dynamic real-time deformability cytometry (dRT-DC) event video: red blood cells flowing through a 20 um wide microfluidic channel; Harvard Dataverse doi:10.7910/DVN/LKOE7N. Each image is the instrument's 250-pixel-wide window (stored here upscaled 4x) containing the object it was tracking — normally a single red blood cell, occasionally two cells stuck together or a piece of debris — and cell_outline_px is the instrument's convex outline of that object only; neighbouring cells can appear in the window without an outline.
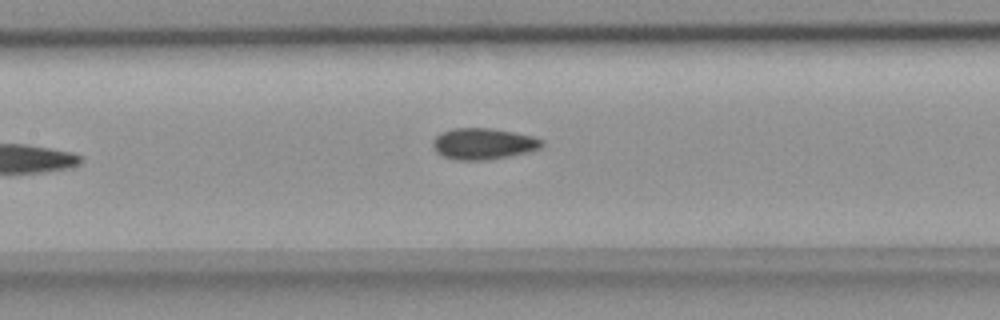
{"species": "common noctule bat (a hibernating species)", "species_latin": "Nyctalus noctula", "temperature_condition": "room temperature", "stored_images_in_passage": 30, "camera_frame_rate_fps": 3000, "um_per_image_px": 0.085, "animal": {"sex": "female", "body_mass_g": 18.4}, "frame": {"image": 1, "passage_image": 11, "time_ms": 3.333, "image_size_px": [1000, 320], "cell_outline_px": [[544, 144], [540, 148], [528, 152], [488, 160], [456, 160], [444, 156], [436, 152], [432, 148], [432, 140], [440, 132], [452, 128], [492, 128], [532, 136], [544, 140]], "centroid_in_image_um": [41.05, 12.22], "position_along_channel_um": 166.3, "area_um2": 20.0}}
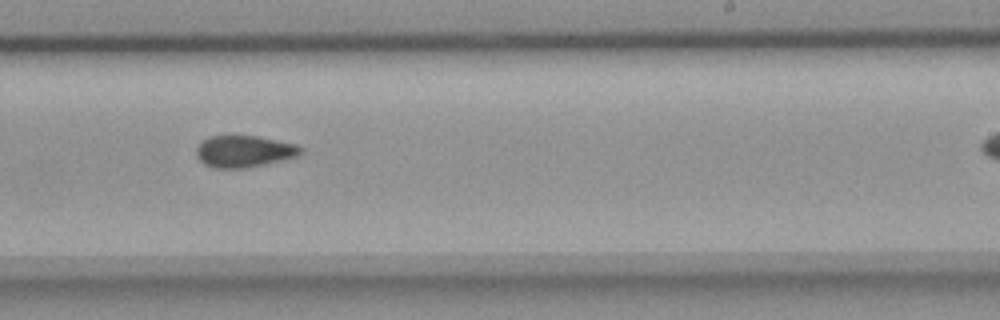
{"frame": {"image": 2, "passage_image": 19, "time_ms": 6.0, "image_size_px": [1000, 320], "cell_outline_px": [[304, 152], [300, 156], [264, 164], [244, 168], [212, 168], [204, 164], [196, 156], [196, 148], [200, 140], [208, 136], [256, 136], [296, 144], [304, 148]], "centroid_in_image_um": [20.74, 12.86], "position_along_channel_um": 268.3, "area_um2": 19.54}}
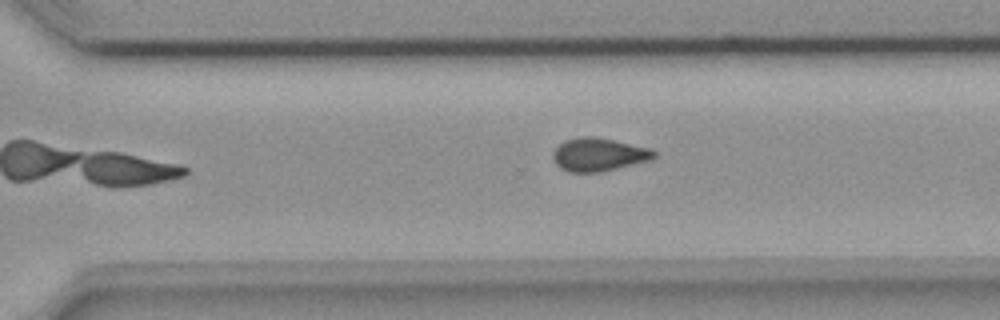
{"frame": {"image": 3, "passage_image": 23, "time_ms": 7.333, "image_size_px": [1000, 320], "cell_outline_px": [[656, 156], [652, 160], [600, 172], [568, 172], [560, 168], [556, 164], [552, 156], [552, 152], [564, 140], [584, 136], [592, 136], [652, 148], [656, 152]], "centroid_in_image_um": [50.9, 13.14], "position_along_channel_um": 319.7, "area_um2": 19.59}}